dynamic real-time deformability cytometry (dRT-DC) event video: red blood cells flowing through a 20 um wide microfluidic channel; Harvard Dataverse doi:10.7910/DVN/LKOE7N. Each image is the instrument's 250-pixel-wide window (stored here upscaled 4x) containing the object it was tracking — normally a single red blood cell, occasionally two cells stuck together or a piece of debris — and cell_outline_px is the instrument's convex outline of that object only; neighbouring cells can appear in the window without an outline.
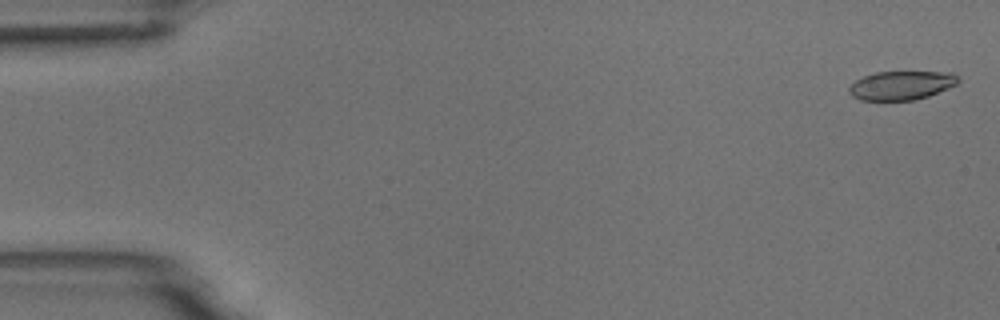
{"species": "common noctule bat (a hibernating species)", "species_latin": "Nyctalus noctula", "temperature_condition": "room temperature", "stored_images_in_passage": 55, "camera_frame_rate_fps": 3000, "um_per_image_px": 0.085, "animal": {"sex": "male", "body_mass_g": 18.8}, "frame": {"image": 1, "passage_image": 2, "time_ms": 0.333, "image_size_px": [1000, 320], "cell_outline_px": [[960, 80], [956, 84], [948, 88], [928, 96], [912, 100], [860, 100], [852, 96], [848, 92], [848, 88], [856, 80], [864, 76], [876, 72], [952, 72]], "centroid_in_image_um": [76.6, 7.26], "position_along_channel_um": 8.4, "area_um2": 18.21}}
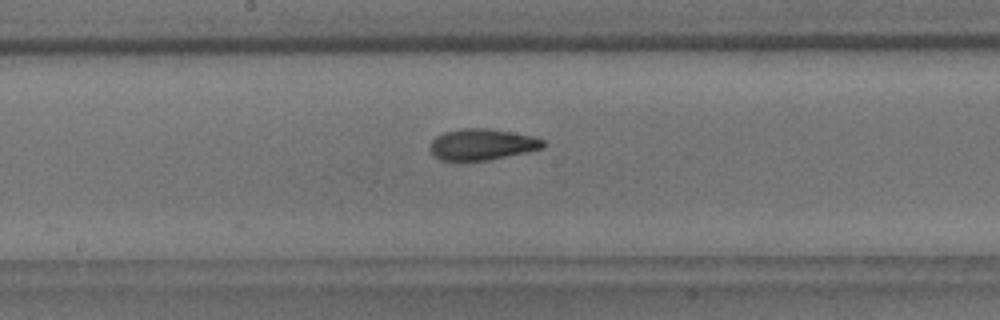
{"frame": {"image": 2, "passage_image": 29, "time_ms": 9.333, "image_size_px": [1000, 320], "cell_outline_px": [[548, 144], [544, 148], [528, 152], [488, 160], [440, 160], [432, 156], [428, 148], [432, 140], [436, 136], [444, 132], [464, 128], [488, 128], [512, 132], [532, 136], [544, 140]], "centroid_in_image_um": [40.97, 12.28], "position_along_channel_um": 207.2, "area_um2": 20.81}}
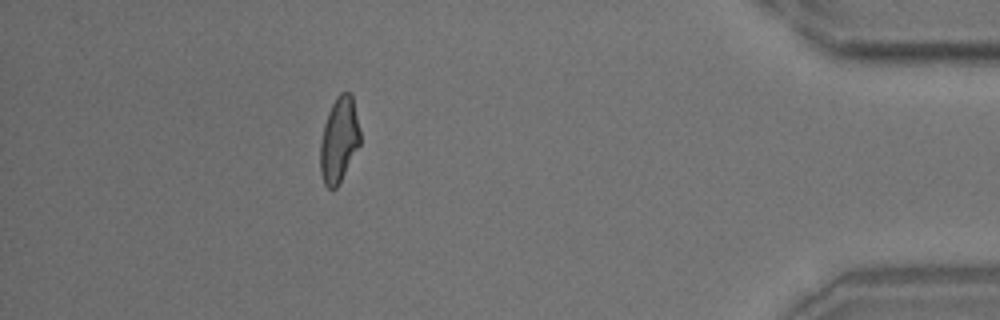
{"frame": {"image": 3, "passage_image": 49, "time_ms": 16.0, "image_size_px": [1000, 320], "cell_outline_px": [[360, 144], [336, 188], [328, 188], [324, 184], [320, 172], [320, 144], [324, 124], [328, 112], [336, 96], [340, 92], [348, 92], [352, 96], [360, 132]], "centroid_in_image_um": [28.8, 11.87], "position_along_channel_um": 406.4, "area_um2": 19.54}, "authors_computed_cell_mechanics": {"area_um2": 20.1144, "velocity_mm_per_s": 3.7288, "shape_relaxation_time_tau1_ms": 6.9512, "shape_relaxation_time_tau2_ms": 2.3806, "deformation_change_tau1": 0.1787, "deformation_change_tau2": 0.0865}}